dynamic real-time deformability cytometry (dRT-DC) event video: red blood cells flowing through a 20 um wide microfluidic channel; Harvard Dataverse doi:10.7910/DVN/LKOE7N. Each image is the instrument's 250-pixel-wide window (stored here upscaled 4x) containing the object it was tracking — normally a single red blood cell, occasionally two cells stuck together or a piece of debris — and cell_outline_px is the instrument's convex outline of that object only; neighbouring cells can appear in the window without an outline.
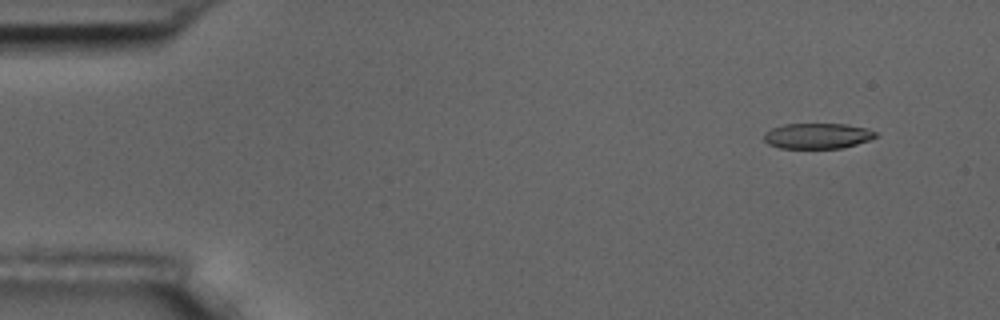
{"species": "common noctule bat (a hibernating species)", "species_latin": "Nyctalus noctula", "temperature_condition": "room temperature", "stored_images_in_passage": 5, "camera_frame_rate_fps": 3000, "um_per_image_px": 0.085, "animal": {"sex": "male", "body_mass_g": 17.5, "forearm_length_mm": 52.3}, "frame": {"image": 1, "passage_image": 2, "time_ms": 1.333, "image_size_px": [1000, 320], "cell_outline_px": [[880, 136], [856, 144], [840, 148], [780, 148], [768, 144], [764, 140], [764, 132], [772, 128], [784, 124], [848, 124], [868, 128], [876, 132]], "centroid_in_image_um": [69.5, 11.54], "position_along_channel_um": 15.5, "area_um2": 16.7}}